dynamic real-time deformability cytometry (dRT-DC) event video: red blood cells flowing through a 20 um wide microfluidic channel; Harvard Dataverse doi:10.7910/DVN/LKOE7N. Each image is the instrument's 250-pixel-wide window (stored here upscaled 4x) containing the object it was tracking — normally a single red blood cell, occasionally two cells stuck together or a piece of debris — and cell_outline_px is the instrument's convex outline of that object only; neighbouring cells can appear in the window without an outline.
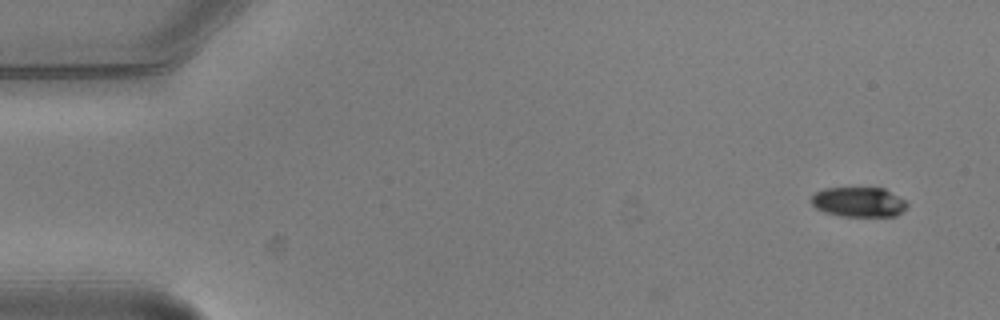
{"species": "common noctule bat (a hibernating species)", "species_latin": "Nyctalus noctula", "temperature_condition": "warm", "stored_images_in_passage": 6, "camera_frame_rate_fps": 3000, "um_per_image_px": 0.085, "animal": {"sex": "male", "body_mass_g": 20.5, "forearm_length_mm": 52.5}, "frame": {"image": 1, "passage_image": 1, "time_ms": 0.0, "image_size_px": [1000, 320], "cell_outline_px": [[908, 204], [896, 216], [840, 216], [824, 212], [816, 208], [812, 204], [812, 196], [816, 192], [824, 188], [884, 188], [904, 200]], "centroid_in_image_um": [72.96, 17.17], "position_along_channel_um": 12.0, "area_um2": 16.47}}
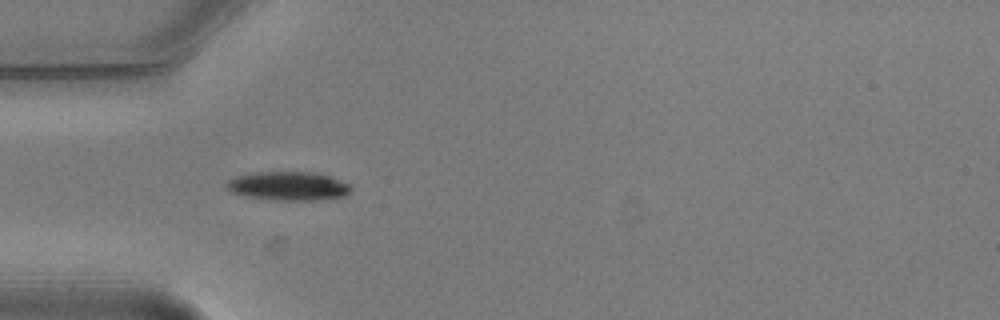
{"frame": {"image": 2, "passage_image": 5, "time_ms": 1.333, "image_size_px": [1000, 320], "cell_outline_px": [[352, 188], [344, 196], [316, 200], [276, 200], [248, 196], [232, 192], [224, 184], [228, 180], [236, 176], [248, 172], [312, 172], [332, 176], [352, 184]], "centroid_in_image_um": [24.53, 15.79], "position_along_channel_um": 60.5, "area_um2": 20.98}}
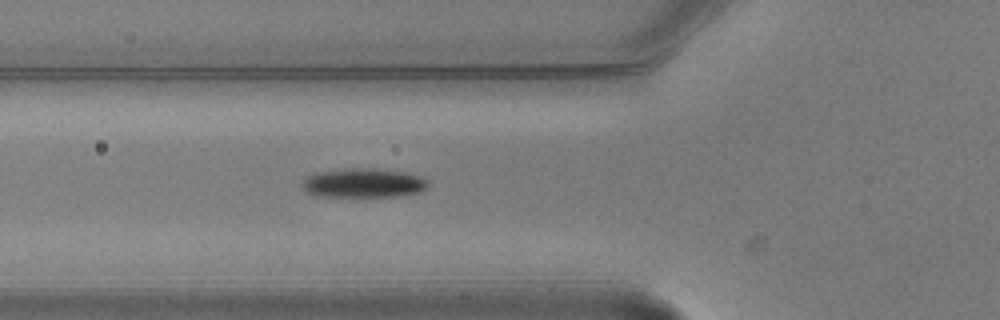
{"frame": {"image": 3, "passage_image": 6, "time_ms": 1.667, "image_size_px": [1000, 320], "cell_outline_px": [[428, 188], [420, 192], [396, 196], [316, 196], [308, 192], [300, 184], [308, 176], [320, 172], [348, 168], [372, 168], [408, 172], [420, 176], [428, 180]], "centroid_in_image_um": [30.94, 15.55], "position_along_channel_um": 94.9, "area_um2": 21.39}}